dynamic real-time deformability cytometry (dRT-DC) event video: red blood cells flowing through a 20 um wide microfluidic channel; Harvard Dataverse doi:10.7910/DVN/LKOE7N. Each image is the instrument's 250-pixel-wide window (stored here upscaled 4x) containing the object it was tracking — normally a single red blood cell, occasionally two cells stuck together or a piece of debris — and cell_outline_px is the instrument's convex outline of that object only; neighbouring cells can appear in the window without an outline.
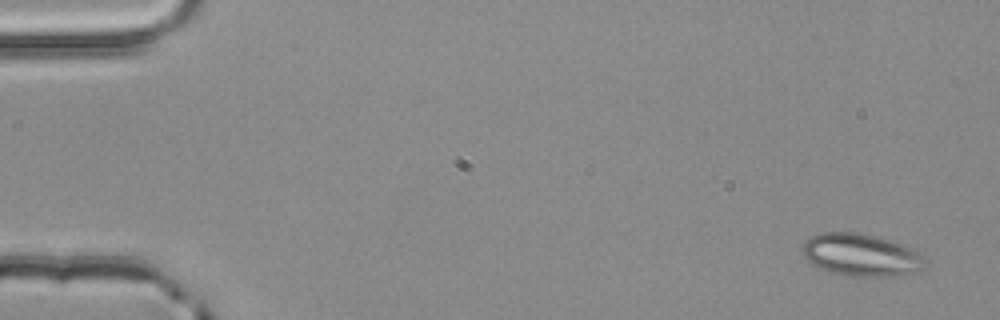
{"species": "common noctule bat (a hibernating species)", "species_latin": "Nyctalus noctula", "temperature_condition": "room temperature", "stored_images_in_passage": 4, "camera_frame_rate_fps": 3000, "um_per_image_px": 0.085, "animal": {"sex": "male", "body_mass_g": 20.4}, "frame": {"image": 1, "passage_image": 1, "time_ms": 0.0, "image_size_px": [1000, 320], "cell_outline_px": [[928, 256], [924, 268], [908, 276], [844, 276], [828, 272], [812, 264], [804, 256], [800, 248], [804, 240], [820, 232], [856, 232], [904, 244]], "centroid_in_image_um": [73.23, 21.69], "position_along_channel_um": 11.8, "area_um2": 31.04}}
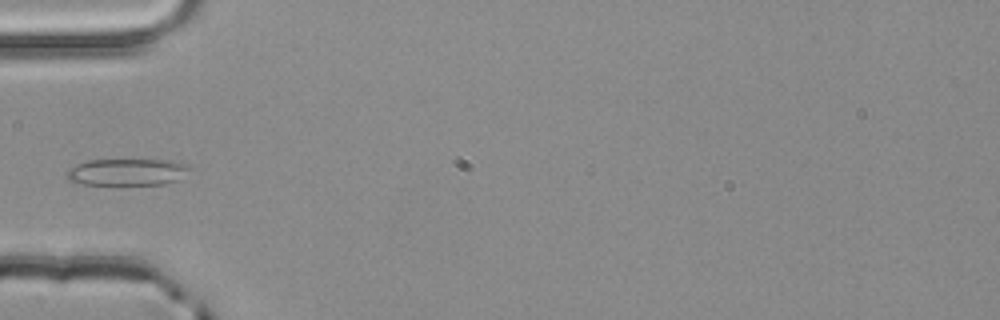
{"frame": {"image": 2, "passage_image": 4, "time_ms": 1.0, "image_size_px": [1000, 320], "cell_outline_px": [[192, 168], [176, 180], [164, 184], [80, 184], [68, 180], [68, 168], [76, 164], [88, 160], [172, 160], [188, 164]], "centroid_in_image_um": [10.8, 14.61], "position_along_channel_um": 74.2, "area_um2": 19.07}}